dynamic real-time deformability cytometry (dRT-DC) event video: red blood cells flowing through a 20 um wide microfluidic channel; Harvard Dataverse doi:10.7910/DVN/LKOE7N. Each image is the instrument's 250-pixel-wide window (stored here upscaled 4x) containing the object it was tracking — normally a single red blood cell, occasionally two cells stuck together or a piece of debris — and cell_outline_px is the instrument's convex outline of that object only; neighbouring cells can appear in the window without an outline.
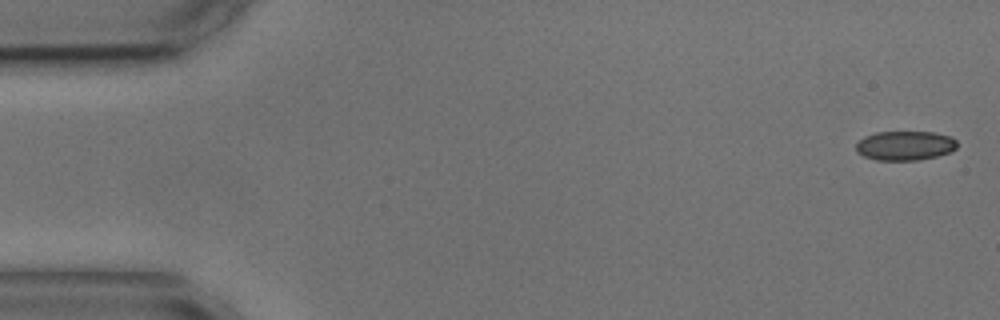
{"species": "common noctule bat (a hibernating species)", "species_latin": "Nyctalus noctula", "temperature_condition": "cold", "stored_images_in_passage": 5, "camera_frame_rate_fps": 3000, "um_per_image_px": 0.085, "animal": {"sex": "male", "body_mass_g": 17.9, "forearm_length_mm": 54.2}, "frame": {"image": 1, "passage_image": 1, "time_ms": 0.0, "image_size_px": [1000, 320], "cell_outline_px": [[956, 148], [948, 152], [936, 156], [916, 160], [876, 160], [864, 156], [856, 152], [856, 144], [864, 136], [876, 132], [932, 132], [952, 136], [956, 140]], "centroid_in_image_um": [76.9, 12.37], "position_along_channel_um": 8.1, "area_um2": 17.22}}